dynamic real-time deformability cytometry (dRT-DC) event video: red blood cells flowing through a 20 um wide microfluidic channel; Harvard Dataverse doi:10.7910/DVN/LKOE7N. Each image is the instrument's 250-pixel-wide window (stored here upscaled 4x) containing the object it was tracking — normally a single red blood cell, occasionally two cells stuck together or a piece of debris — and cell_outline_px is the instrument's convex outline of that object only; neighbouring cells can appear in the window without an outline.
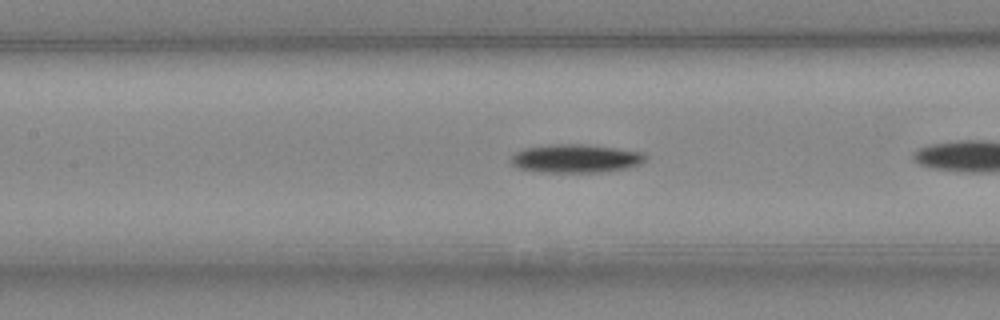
{"species": "Egyptian fruit bat (a non-hibernating species)", "species_latin": "Rousettus aegyptiacus", "temperature_condition": "cold", "stored_images_in_passage": 25, "camera_frame_rate_fps": 3000, "um_per_image_px": 0.085, "animal": {"sex": "female"}, "frame": {"image": 1, "passage_image": 8, "time_ms": 2.333, "image_size_px": [1000, 320], "cell_outline_px": [[648, 156], [640, 164], [624, 168], [604, 172], [544, 172], [516, 168], [508, 160], [516, 152], [524, 148], [548, 144], [584, 144], [644, 152]], "centroid_in_image_um": [48.9, 13.47], "position_along_channel_um": 158.5, "area_um2": 22.37}}
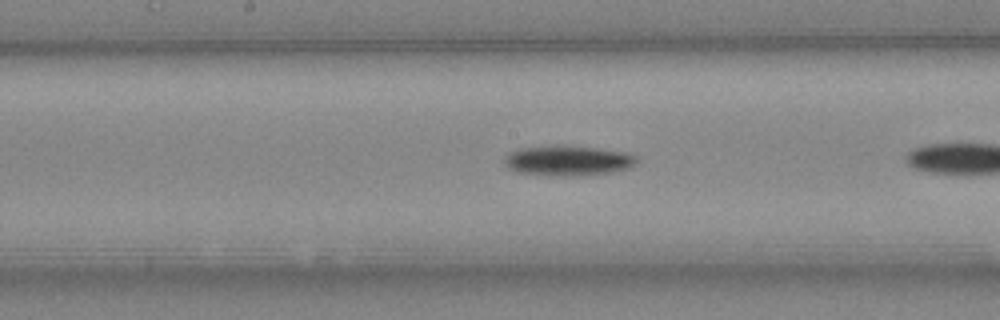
{"frame": {"image": 2, "passage_image": 11, "time_ms": 3.333, "image_size_px": [1000, 320], "cell_outline_px": [[640, 160], [636, 164], [628, 168], [612, 172], [580, 176], [548, 176], [516, 172], [508, 168], [504, 164], [504, 156], [508, 152], [520, 148], [596, 148], [624, 152], [636, 156]], "centroid_in_image_um": [48.27, 13.71], "position_along_channel_um": 199.9, "area_um2": 22.72}}